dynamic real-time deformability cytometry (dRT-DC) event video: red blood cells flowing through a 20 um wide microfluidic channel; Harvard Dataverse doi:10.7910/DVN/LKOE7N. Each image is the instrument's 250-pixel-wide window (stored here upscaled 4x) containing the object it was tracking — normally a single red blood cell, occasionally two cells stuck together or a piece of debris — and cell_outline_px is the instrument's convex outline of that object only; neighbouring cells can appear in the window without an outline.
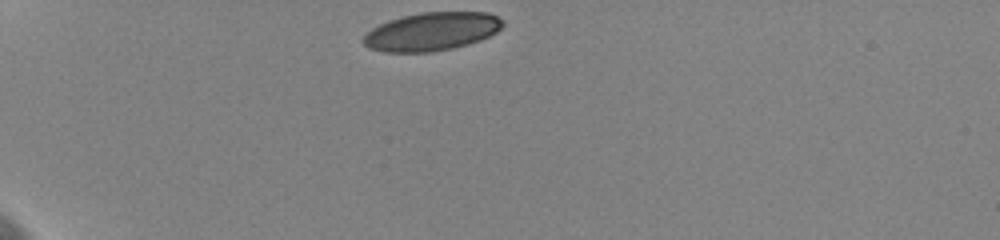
{"species": "human", "species_latin": "Homo sapiens", "temperature_condition": "cold", "stored_images_in_passage": 29, "camera_frame_rate_fps": 3000, "um_per_image_px": 0.085, "donor": {"sex": "female"}, "frame": {"image": 1, "passage_image": 1, "time_ms": 0.0, "image_size_px": [1000, 240], "cell_outline_px": [[504, 24], [496, 32], [480, 40], [468, 44], [452, 48], [432, 52], [384, 52], [368, 48], [360, 40], [372, 28], [388, 20], [420, 12], [488, 12], [504, 20]], "centroid_in_image_um": [36.68, 2.68], "position_along_channel_um": 48.3, "area_um2": 31.15}}